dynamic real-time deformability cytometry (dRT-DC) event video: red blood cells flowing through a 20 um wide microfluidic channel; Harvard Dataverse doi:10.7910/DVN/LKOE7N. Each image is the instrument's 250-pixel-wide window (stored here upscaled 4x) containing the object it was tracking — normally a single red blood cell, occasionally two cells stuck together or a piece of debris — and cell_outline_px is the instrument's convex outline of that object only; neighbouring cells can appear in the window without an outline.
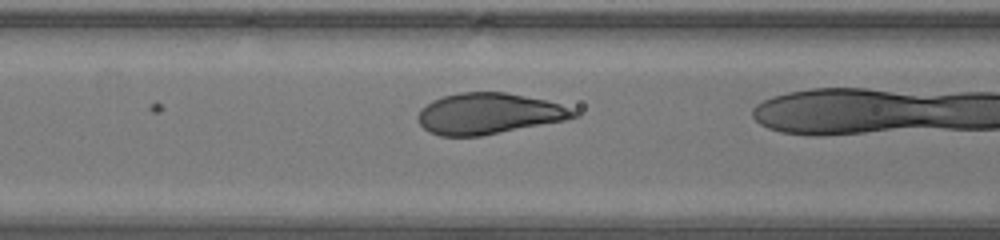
{"species": "human", "species_latin": "Homo sapiens", "temperature_condition": "warm", "stored_images_in_passage": 21, "camera_frame_rate_fps": 3000, "um_per_image_px": 0.085, "donor": {"sex": "male"}, "frame": {"image": 1, "passage_image": 3, "time_ms": 0.667, "image_size_px": [1000, 240], "cell_outline_px": [[580, 116], [564, 120], [480, 136], [440, 136], [428, 132], [420, 124], [416, 116], [420, 108], [432, 100], [444, 96], [460, 92], [504, 92], [544, 100], [560, 104], [580, 112]], "centroid_in_image_um": [41.5, 9.66], "position_along_channel_um": 125.1, "area_um2": 37.11}}
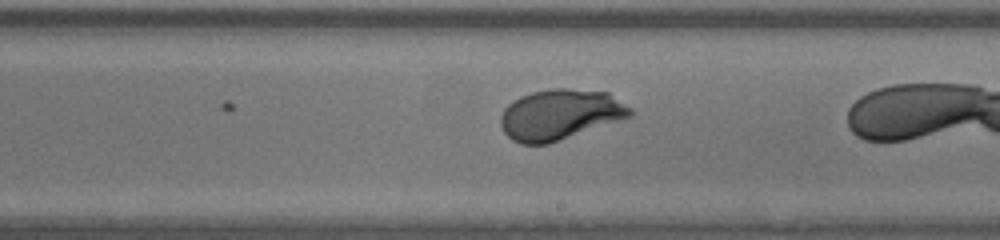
{"frame": {"image": 2, "passage_image": 11, "time_ms": 3.333, "image_size_px": [1000, 240], "cell_outline_px": [[632, 116], [548, 144], [520, 144], [512, 140], [504, 132], [500, 124], [500, 116], [504, 108], [508, 104], [520, 96], [532, 92], [552, 88], [568, 88], [608, 92], [632, 108]], "centroid_in_image_um": [47.59, 9.73], "position_along_channel_um": 241.4, "area_um2": 38.15}}
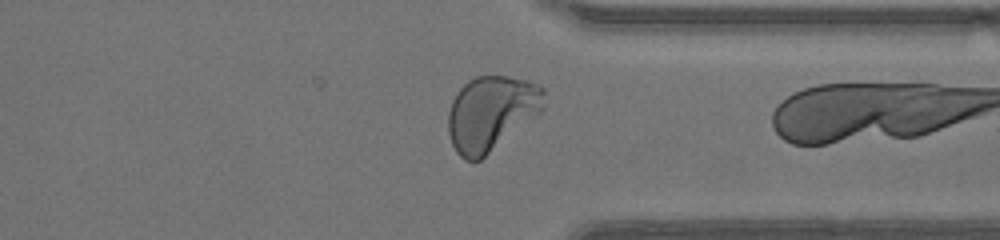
{"frame": {"image": 3, "passage_image": 20, "time_ms": 6.333, "image_size_px": [1000, 240], "cell_outline_px": [[544, 108], [540, 112], [480, 160], [464, 160], [456, 152], [452, 144], [448, 132], [448, 112], [452, 100], [456, 92], [468, 80], [476, 76], [508, 76], [528, 80], [540, 84], [544, 88]], "centroid_in_image_um": [41.74, 9.59], "position_along_channel_um": 369.7, "area_um2": 41.67}}